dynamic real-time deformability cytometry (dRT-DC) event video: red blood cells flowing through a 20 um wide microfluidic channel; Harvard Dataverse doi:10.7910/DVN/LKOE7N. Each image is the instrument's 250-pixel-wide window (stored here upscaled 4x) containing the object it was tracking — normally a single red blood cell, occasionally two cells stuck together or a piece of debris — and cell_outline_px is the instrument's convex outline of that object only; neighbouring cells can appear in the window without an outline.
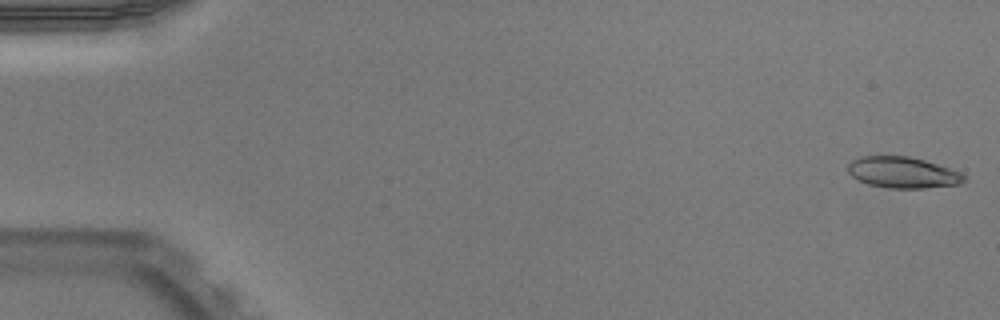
{"species": "Egyptian fruit bat (a non-hibernating species)", "species_latin": "Rousettus aegyptiacus", "temperature_condition": "warm", "stored_images_in_passage": 16, "camera_frame_rate_fps": 3000, "um_per_image_px": 0.085, "animal": {"sex": "male"}, "frame": {"image": 1, "passage_image": 1, "time_ms": 0.0, "image_size_px": [1000, 320], "cell_outline_px": [[964, 180], [960, 184], [924, 188], [888, 188], [868, 184], [856, 180], [848, 172], [848, 164], [852, 160], [860, 156], [908, 156], [924, 160], [960, 172], [964, 176]], "centroid_in_image_um": [76.68, 14.66], "position_along_channel_um": 8.3, "area_um2": 20.98}}
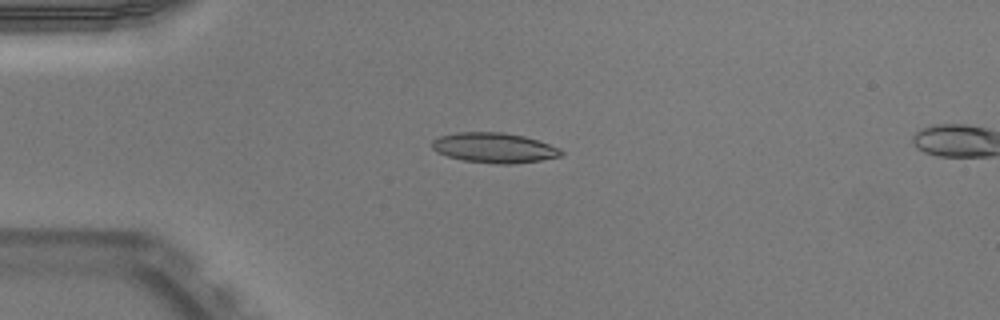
{"frame": {"image": 2, "passage_image": 13, "time_ms": 4.0, "image_size_px": [1000, 320], "cell_outline_px": [[564, 152], [560, 156], [540, 160], [512, 164], [500, 164], [464, 160], [448, 156], [432, 148], [432, 140], [436, 136], [456, 132], [504, 132], [524, 136], [560, 148]], "centroid_in_image_um": [41.99, 12.55], "position_along_channel_um": 43.0, "area_um2": 22.48}}